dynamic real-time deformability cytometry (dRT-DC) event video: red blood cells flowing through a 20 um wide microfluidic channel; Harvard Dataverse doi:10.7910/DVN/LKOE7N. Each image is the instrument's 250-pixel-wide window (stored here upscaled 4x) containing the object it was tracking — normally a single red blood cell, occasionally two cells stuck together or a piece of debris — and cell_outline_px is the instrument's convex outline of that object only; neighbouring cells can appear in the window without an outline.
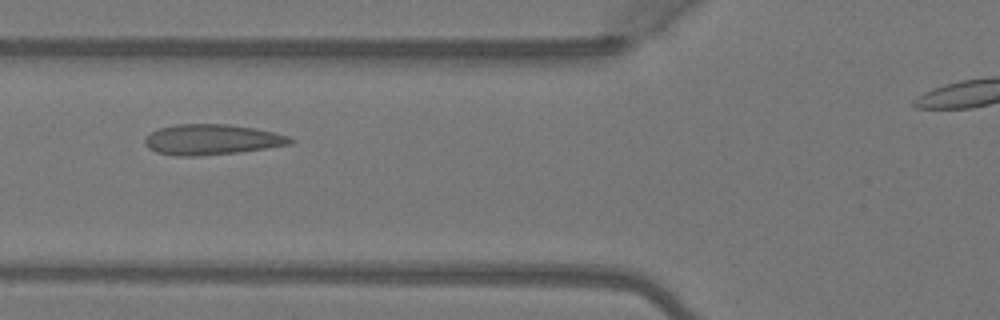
{"species": "Egyptian fruit bat (a non-hibernating species)", "species_latin": "Rousettus aegyptiacus", "temperature_condition": "warm", "stored_images_in_passage": 3, "camera_frame_rate_fps": 3000, "um_per_image_px": 0.085, "animal": {"sex": "female"}, "frame": {"image": 1, "passage_image": 3, "time_ms": 0.667, "image_size_px": [1000, 320], "cell_outline_px": [[296, 140], [292, 144], [240, 152], [196, 156], [176, 156], [156, 152], [148, 148], [144, 144], [144, 140], [152, 132], [160, 128], [176, 124], [228, 124], [256, 128], [288, 136]], "centroid_in_image_um": [18.02, 11.87], "position_along_channel_um": 107.8, "area_um2": 25.84}}